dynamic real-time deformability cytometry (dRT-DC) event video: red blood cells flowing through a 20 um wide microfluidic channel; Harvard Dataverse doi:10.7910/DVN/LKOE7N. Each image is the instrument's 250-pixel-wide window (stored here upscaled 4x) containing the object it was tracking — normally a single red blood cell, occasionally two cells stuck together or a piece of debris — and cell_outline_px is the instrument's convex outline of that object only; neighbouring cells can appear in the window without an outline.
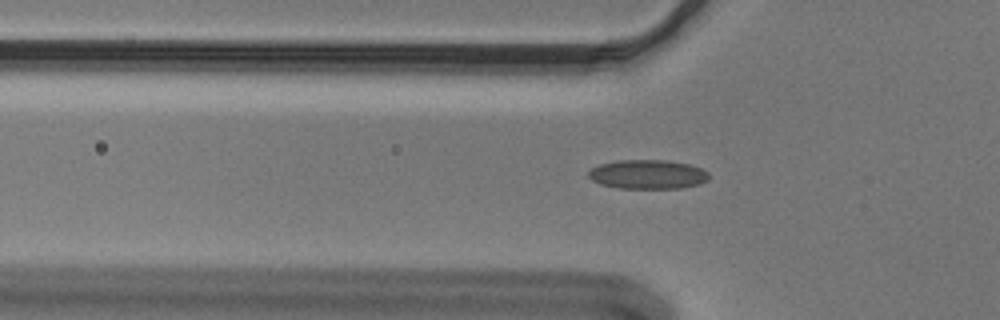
{"species": "Egyptian fruit bat (a non-hibernating species)", "species_latin": "Rousettus aegyptiacus", "temperature_condition": "cold", "stored_images_in_passage": 54, "camera_frame_rate_fps": 3000, "um_per_image_px": 0.085, "animal": {"sex": "male"}, "frame": {"image": 1, "passage_image": 17, "time_ms": 5.333, "image_size_px": [1000, 320], "cell_outline_px": [[708, 180], [700, 184], [680, 188], [620, 188], [600, 184], [592, 180], [588, 176], [588, 172], [592, 168], [600, 164], [620, 160], [664, 160], [688, 164], [700, 168], [708, 172]], "centroid_in_image_um": [55.05, 14.82], "position_along_channel_um": 70.7, "area_um2": 20.35}}
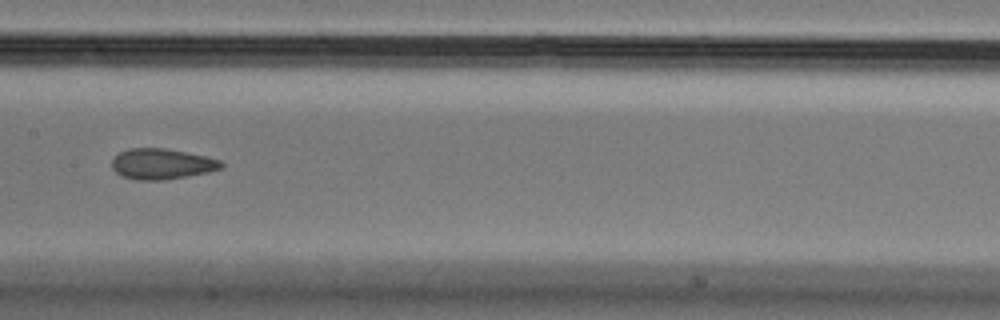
{"frame": {"image": 2, "passage_image": 27, "time_ms": 8.667, "image_size_px": [1000, 320], "cell_outline_px": [[224, 168], [208, 172], [164, 180], [136, 180], [120, 176], [112, 168], [112, 160], [120, 152], [128, 148], [164, 148], [204, 156], [220, 160], [224, 164]], "centroid_in_image_um": [13.74, 13.94], "position_along_channel_um": 193.7, "area_um2": 19.48}}
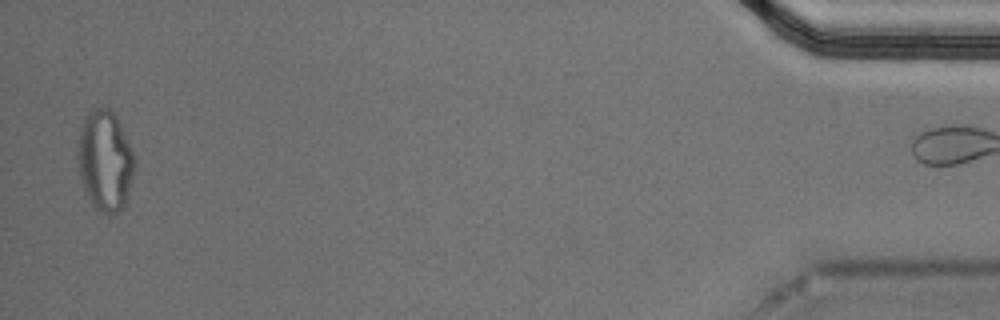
{"frame": {"image": 3, "passage_image": 53, "time_ms": 17.333, "image_size_px": [1000, 320], "cell_outline_px": [[132, 176], [124, 204], [116, 212], [108, 216], [96, 208], [92, 204], [84, 192], [80, 176], [76, 156], [76, 152], [80, 128], [88, 112], [92, 108], [108, 108], [116, 116], [120, 124], [132, 152]], "centroid_in_image_um": [8.86, 13.65], "position_along_channel_um": 426.3, "area_um2": 32.71}}